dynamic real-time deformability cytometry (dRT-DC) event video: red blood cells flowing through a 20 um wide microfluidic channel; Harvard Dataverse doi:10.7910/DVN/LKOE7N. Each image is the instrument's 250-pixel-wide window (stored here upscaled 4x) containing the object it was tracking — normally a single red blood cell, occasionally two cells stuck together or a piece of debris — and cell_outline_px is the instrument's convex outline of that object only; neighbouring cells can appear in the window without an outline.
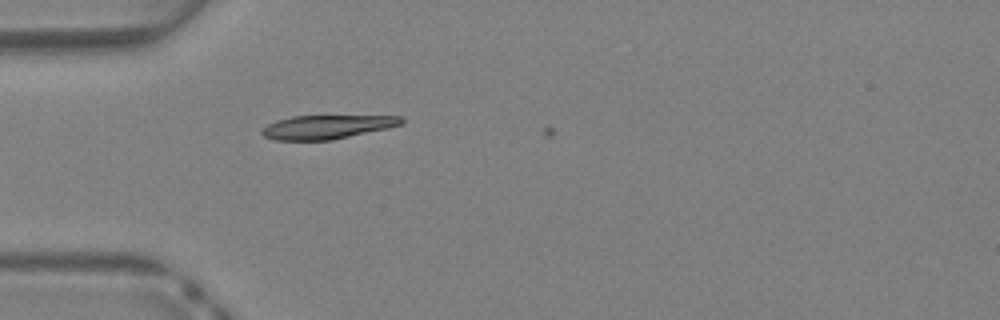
{"species": "Egyptian fruit bat (a non-hibernating species)", "species_latin": "Rousettus aegyptiacus", "temperature_condition": "warm", "stored_images_in_passage": 3, "camera_frame_rate_fps": 3000, "um_per_image_px": 0.085, "animal": {"sex": "female"}, "frame": {"image": 1, "passage_image": 2, "time_ms": 0.333, "image_size_px": [1000, 320], "cell_outline_px": [[404, 120], [400, 124], [388, 128], [332, 140], [272, 140], [264, 136], [260, 132], [268, 124], [276, 120], [292, 116], [404, 116]], "centroid_in_image_um": [27.77, 10.79], "position_along_channel_um": 57.2, "area_um2": 19.25}}